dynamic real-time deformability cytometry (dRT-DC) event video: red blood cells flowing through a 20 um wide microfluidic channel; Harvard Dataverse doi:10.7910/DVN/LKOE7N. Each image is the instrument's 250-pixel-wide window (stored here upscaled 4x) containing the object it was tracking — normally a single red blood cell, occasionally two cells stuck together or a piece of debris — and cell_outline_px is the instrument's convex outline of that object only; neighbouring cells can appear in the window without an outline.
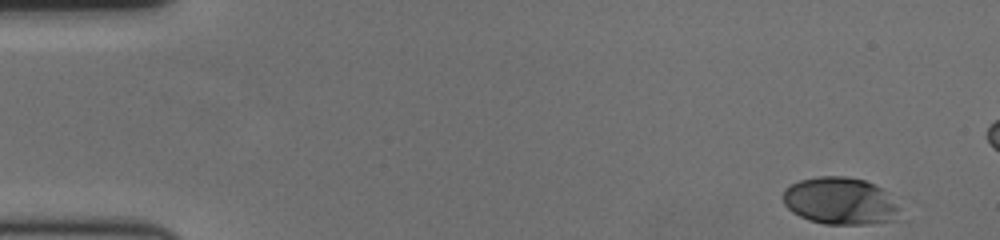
{"species": "human", "species_latin": "Homo sapiens", "temperature_condition": "cold", "stored_images_in_passage": 58, "camera_frame_rate_fps": 3000, "um_per_image_px": 0.085, "donor": {"sex": "female"}, "frame": {"image": 1, "passage_image": 1, "time_ms": 0.0, "image_size_px": [1000, 240], "cell_outline_px": [[896, 220], [868, 224], [824, 224], [808, 220], [792, 212], [784, 204], [784, 188], [800, 180], [820, 176], [844, 176], [864, 180], [880, 188], [896, 208]], "centroid_in_image_um": [71.31, 17.09], "position_along_channel_um": 13.7, "area_um2": 31.39}}
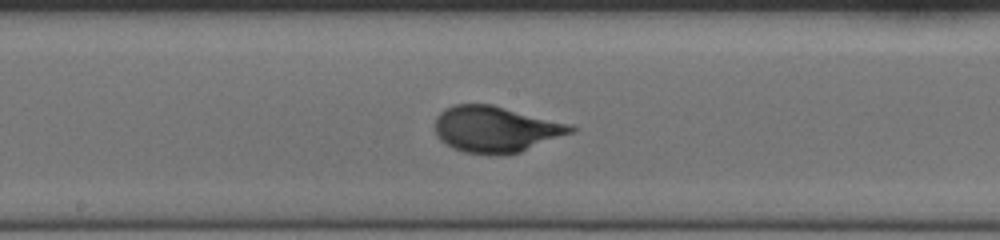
{"frame": {"image": 2, "passage_image": 29, "time_ms": 9.333, "image_size_px": [1000, 240], "cell_outline_px": [[576, 128], [572, 132], [520, 152], [500, 156], [496, 156], [464, 152], [452, 148], [444, 144], [436, 136], [432, 124], [436, 116], [444, 108], [452, 104], [492, 104], [572, 124]], "centroid_in_image_um": [42.06, 10.98], "position_along_channel_um": 206.1, "area_um2": 37.11}}
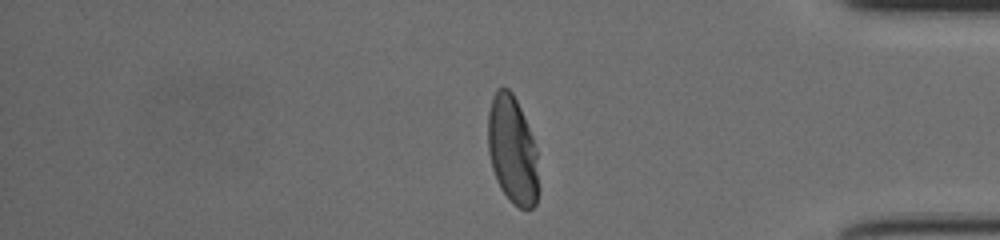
{"frame": {"image": 3, "passage_image": 47, "time_ms": 15.333, "image_size_px": [1000, 240], "cell_outline_px": [[540, 188], [536, 204], [532, 208], [520, 208], [512, 204], [508, 200], [500, 188], [496, 180], [492, 168], [488, 152], [488, 112], [492, 96], [496, 88], [508, 88], [512, 92], [520, 108], [528, 128], [536, 152]], "centroid_in_image_um": [43.55, 12.81], "position_along_channel_um": 391.7, "area_um2": 32.08}, "authors_computed_cell_mechanics": {"area_um2": 34.1598, "velocity_mm_per_s": 3.484, "shape_relaxation_time_tau1_ms": 2.9989, "shape_relaxation_time_tau2_ms": null, "deformation_change_tau1": 0.1716, "deformation_change_tau2": null}}